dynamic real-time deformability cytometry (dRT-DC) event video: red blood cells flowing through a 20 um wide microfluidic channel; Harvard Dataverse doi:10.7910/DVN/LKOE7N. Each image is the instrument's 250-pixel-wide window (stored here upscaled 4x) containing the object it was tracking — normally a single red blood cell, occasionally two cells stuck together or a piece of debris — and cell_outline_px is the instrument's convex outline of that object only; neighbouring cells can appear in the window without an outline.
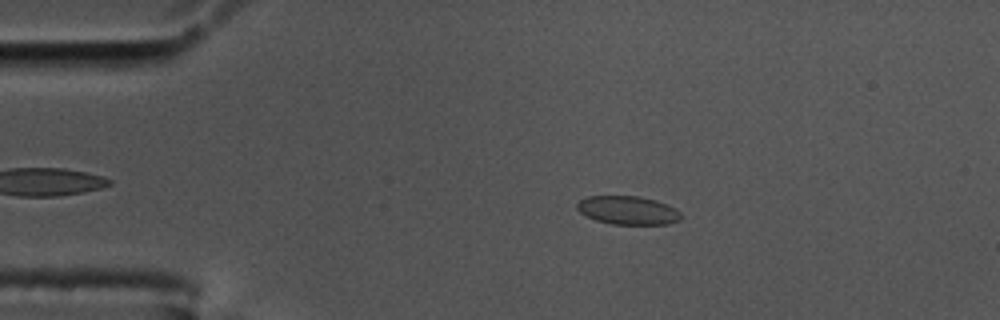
{"species": "common noctule bat (a hibernating species)", "species_latin": "Nyctalus noctula", "temperature_condition": "cold", "stored_images_in_passage": 50, "camera_frame_rate_fps": 3000, "um_per_image_px": 0.085, "animal": {"sex": "male", "body_mass_g": 17.5, "forearm_length_mm": 52.3}, "frame": {"image": 1, "passage_image": 11, "time_ms": 3.333, "image_size_px": [1000, 320], "cell_outline_px": [[684, 216], [680, 220], [668, 224], [612, 224], [596, 220], [580, 212], [576, 208], [576, 204], [580, 200], [588, 196], [636, 196], [656, 200], [676, 208]], "centroid_in_image_um": [53.4, 17.87], "position_along_channel_um": 31.6, "area_um2": 17.28}}
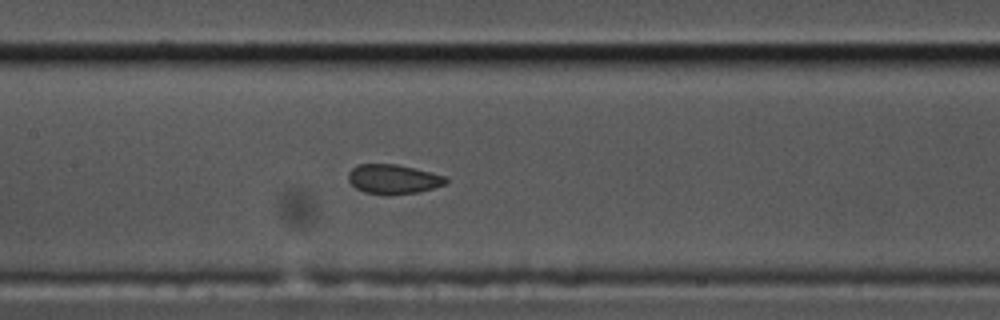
{"frame": {"image": 2, "passage_image": 27, "time_ms": 8.667, "image_size_px": [1000, 320], "cell_outline_px": [[448, 184], [420, 192], [388, 196], [364, 192], [356, 188], [348, 180], [348, 172], [352, 168], [360, 164], [396, 164], [444, 176], [448, 180]], "centroid_in_image_um": [33.42, 15.25], "position_along_channel_um": 174.0, "area_um2": 16.88}}
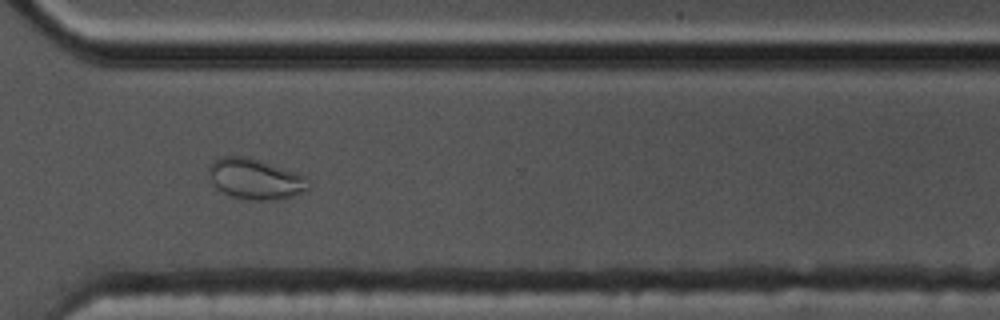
{"frame": {"image": 3, "passage_image": 42, "time_ms": 13.667, "image_size_px": [1000, 320], "cell_outline_px": [[308, 188], [292, 196], [268, 200], [248, 200], [228, 196], [216, 188], [212, 184], [208, 176], [208, 168], [212, 160], [220, 156], [248, 156], [296, 172], [304, 176]], "centroid_in_image_um": [21.59, 15.2], "position_along_channel_um": 349.0, "area_um2": 23.64}}